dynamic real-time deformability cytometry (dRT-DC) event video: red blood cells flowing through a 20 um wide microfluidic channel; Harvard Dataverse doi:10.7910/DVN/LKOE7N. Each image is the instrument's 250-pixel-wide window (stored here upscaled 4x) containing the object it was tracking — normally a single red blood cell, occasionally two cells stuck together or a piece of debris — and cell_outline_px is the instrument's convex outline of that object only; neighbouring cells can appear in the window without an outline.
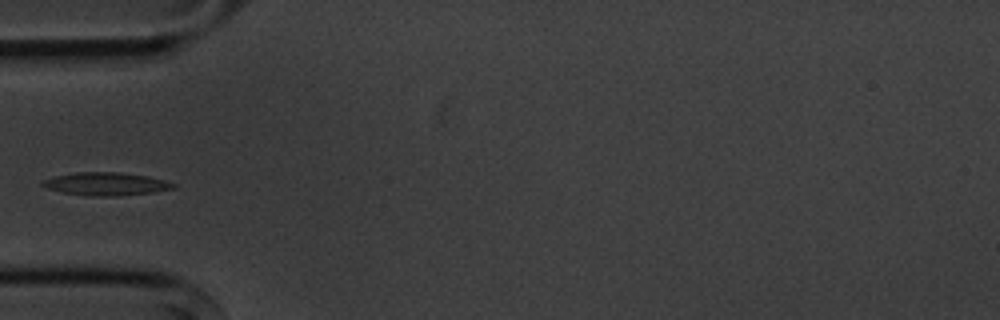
{"species": "common noctule bat (a hibernating species)", "species_latin": "Nyctalus noctula", "temperature_condition": "cold", "stored_images_in_passage": 7, "camera_frame_rate_fps": 3000, "um_per_image_px": 0.085, "animal": {"sex": "male", "body_mass_g": 20.1, "forearm_length_mm": 53.5}, "frame": {"image": 1, "passage_image": 5, "time_ms": 5.333, "image_size_px": [1000, 320], "cell_outline_px": [[176, 188], [152, 192], [116, 196], [92, 196], [64, 192], [48, 188], [40, 184], [40, 180], [52, 176], [76, 172], [120, 172], [148, 176], [164, 180], [176, 184]], "centroid_in_image_um": [8.99, 15.62], "position_along_channel_um": 76.0, "area_um2": 17.51}}
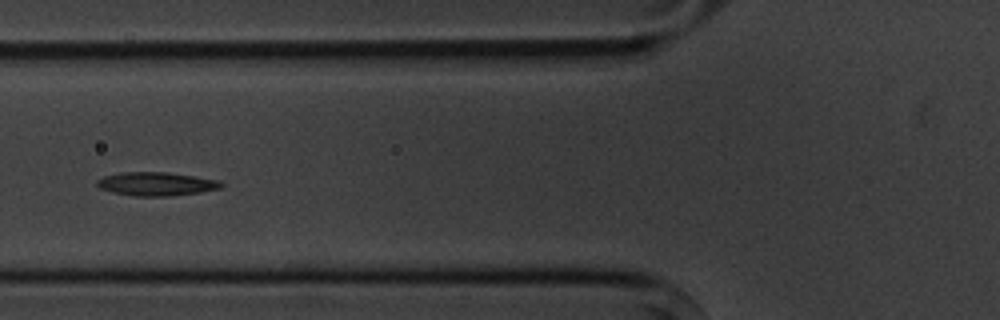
{"frame": {"image": 2, "passage_image": 6, "time_ms": 6.333, "image_size_px": [1000, 320], "cell_outline_px": [[224, 188], [200, 192], [168, 196], [132, 196], [112, 192], [100, 188], [96, 184], [96, 180], [104, 176], [124, 172], [168, 172], [220, 180], [224, 184]], "centroid_in_image_um": [13.31, 15.63], "position_along_channel_um": 112.5, "area_um2": 17.17}}
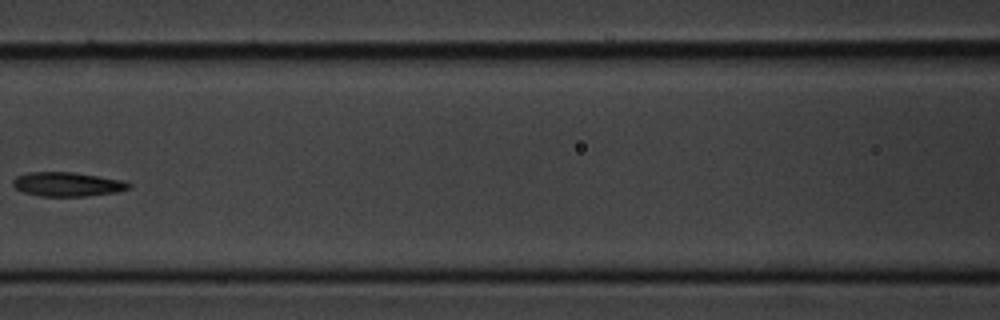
{"frame": {"image": 3, "passage_image": 7, "time_ms": 7.667, "image_size_px": [1000, 320], "cell_outline_px": [[132, 184], [128, 188], [116, 192], [84, 196], [40, 196], [24, 192], [16, 188], [12, 184], [12, 180], [16, 176], [28, 172], [72, 172], [100, 176], [124, 180]], "centroid_in_image_um": [5.71, 15.65], "position_along_channel_um": 160.9, "area_um2": 16.3}}